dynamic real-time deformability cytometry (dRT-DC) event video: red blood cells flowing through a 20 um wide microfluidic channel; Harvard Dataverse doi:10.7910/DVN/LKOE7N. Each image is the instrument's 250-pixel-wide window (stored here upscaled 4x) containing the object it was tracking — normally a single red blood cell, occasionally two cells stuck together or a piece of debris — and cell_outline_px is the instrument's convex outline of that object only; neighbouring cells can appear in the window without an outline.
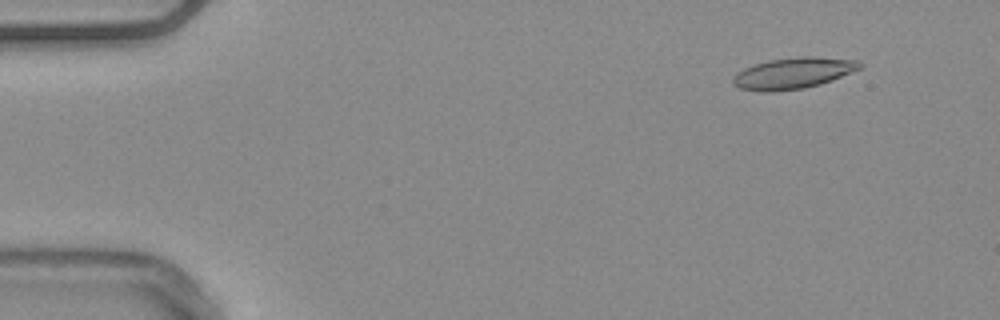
{"species": "common noctule bat (a hibernating species)", "species_latin": "Nyctalus noctula", "temperature_condition": "warm", "stored_images_in_passage": 55, "camera_frame_rate_fps": 3000, "um_per_image_px": 0.085, "animal": {"sex": "male", "body_mass_g": 20.4}, "frame": {"image": 1, "passage_image": 6, "time_ms": 1.667, "image_size_px": [1000, 320], "cell_outline_px": [[864, 64], [860, 68], [832, 80], [820, 84], [804, 88], [772, 92], [764, 92], [740, 88], [732, 84], [732, 80], [736, 72], [744, 68], [768, 60], [800, 56], [812, 56], [856, 60]], "centroid_in_image_um": [67.4, 6.22], "position_along_channel_um": 17.6, "area_um2": 23.0}}
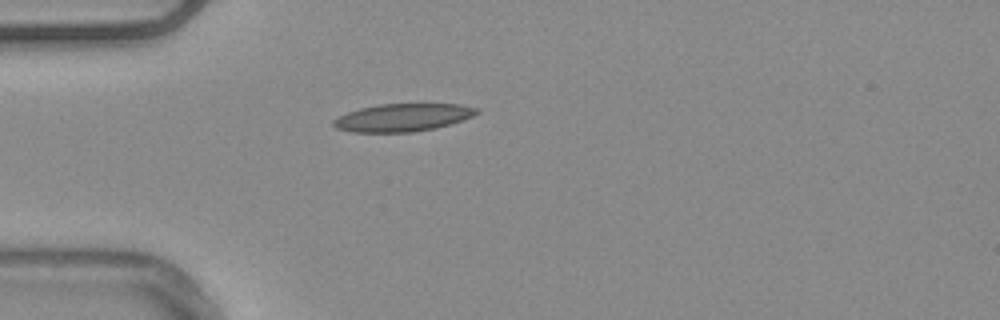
{"frame": {"image": 2, "passage_image": 16, "time_ms": 5.0, "image_size_px": [1000, 320], "cell_outline_px": [[480, 112], [472, 116], [436, 128], [412, 132], [352, 132], [336, 128], [332, 124], [332, 120], [348, 112], [360, 108], [380, 104], [460, 104], [480, 108]], "centroid_in_image_um": [34.23, 9.98], "position_along_channel_um": 50.8, "area_um2": 23.06}}
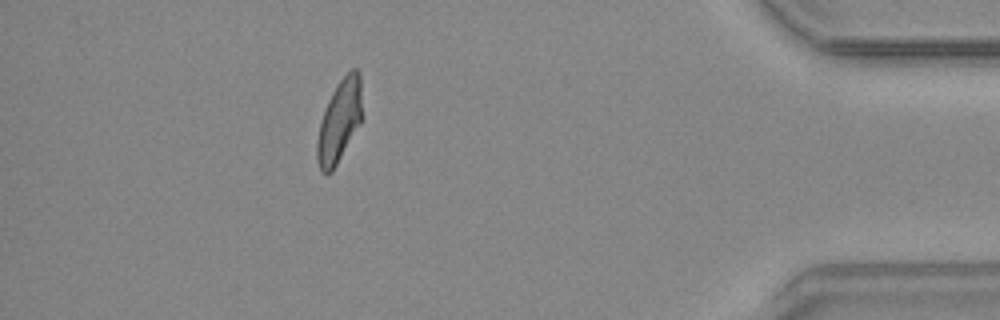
{"frame": {"image": 3, "passage_image": 49, "time_ms": 16.0, "image_size_px": [1000, 320], "cell_outline_px": [[360, 124], [332, 172], [320, 172], [316, 160], [316, 144], [320, 124], [328, 100], [336, 84], [352, 68], [356, 68], [360, 76]], "centroid_in_image_um": [28.81, 10.33], "position_along_channel_um": 406.4, "area_um2": 21.15}, "authors_computed_cell_mechanics": {"area_um2": 22.1374, "velocity_mm_per_s": 3.7668, "shape_relaxation_time_tau1_ms": 7.4787, "shape_relaxation_time_tau2_ms": 2.7951, "deformation_change_tau1": 0.2061, "deformation_change_tau2": 0.0907}}